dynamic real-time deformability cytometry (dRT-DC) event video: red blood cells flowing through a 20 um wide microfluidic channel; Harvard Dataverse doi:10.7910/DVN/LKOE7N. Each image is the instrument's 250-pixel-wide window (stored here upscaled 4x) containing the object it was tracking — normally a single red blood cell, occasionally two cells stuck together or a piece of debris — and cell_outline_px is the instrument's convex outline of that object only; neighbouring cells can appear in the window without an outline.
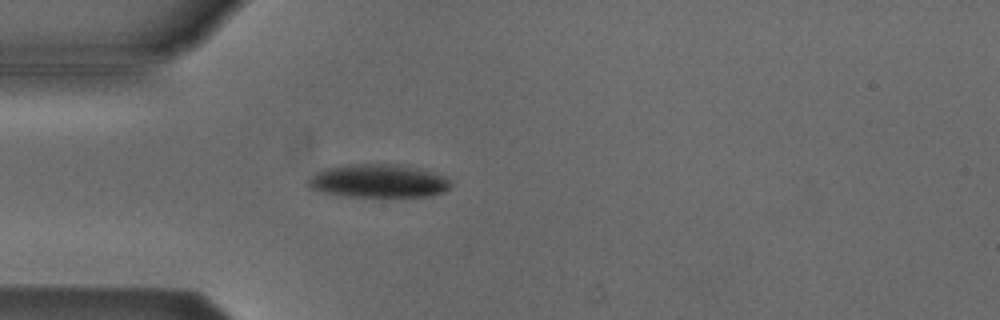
{"species": "Egyptian fruit bat (a non-hibernating species)", "species_latin": "Rousettus aegyptiacus", "temperature_condition": "cold", "stored_images_in_passage": 41, "camera_frame_rate_fps": 3000, "um_per_image_px": 0.085, "animal": {"sex": "male"}, "frame": {"image": 1, "passage_image": 5, "time_ms": 1.333, "image_size_px": [1000, 320], "cell_outline_px": [[452, 184], [444, 192], [432, 196], [344, 196], [324, 192], [308, 188], [308, 176], [324, 168], [348, 164], [404, 164], [420, 168], [444, 176]], "centroid_in_image_um": [32.14, 15.37], "position_along_channel_um": 52.9, "area_um2": 27.86}}
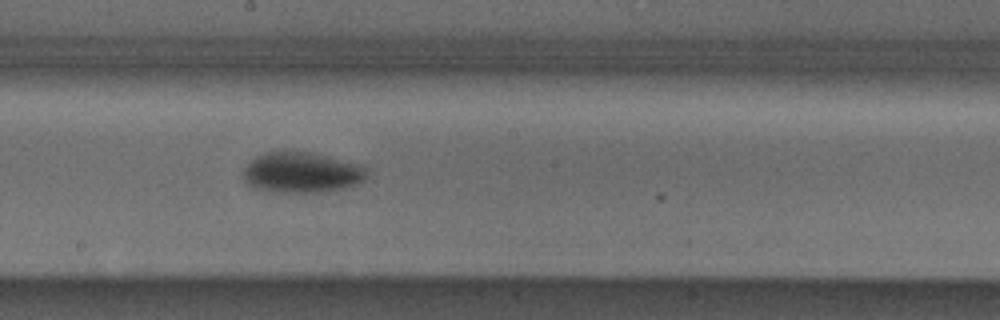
{"frame": {"image": 2, "passage_image": 19, "time_ms": 6.0, "image_size_px": [1000, 320], "cell_outline_px": [[368, 172], [364, 180], [356, 184], [344, 188], [320, 192], [276, 192], [252, 188], [244, 180], [244, 168], [256, 156], [264, 152], [308, 152], [360, 164]], "centroid_in_image_um": [25.62, 14.67], "position_along_channel_um": 222.6, "area_um2": 28.96}}
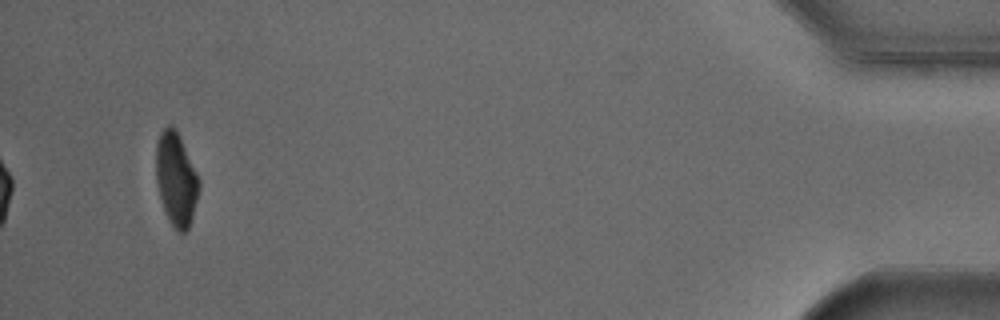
{"frame": {"image": 3, "passage_image": 41, "time_ms": 13.333, "image_size_px": [1000, 320], "cell_outline_px": [[200, 188], [192, 216], [188, 228], [184, 232], [176, 232], [168, 220], [156, 184], [156, 144], [160, 132], [168, 124], [172, 124], [176, 128], [200, 180]], "centroid_in_image_um": [14.96, 15.2], "position_along_channel_um": 420.2, "area_um2": 23.41}, "authors_computed_cell_mechanics": {"area_um2": 27.6284, "velocity_mm_per_s": 3.8095, "shape_relaxation_time_tau1_ms": 2.6999, "shape_relaxation_time_tau2_ms": null, "deformation_change_tau1": 0.1261, "deformation_change_tau2": null}}